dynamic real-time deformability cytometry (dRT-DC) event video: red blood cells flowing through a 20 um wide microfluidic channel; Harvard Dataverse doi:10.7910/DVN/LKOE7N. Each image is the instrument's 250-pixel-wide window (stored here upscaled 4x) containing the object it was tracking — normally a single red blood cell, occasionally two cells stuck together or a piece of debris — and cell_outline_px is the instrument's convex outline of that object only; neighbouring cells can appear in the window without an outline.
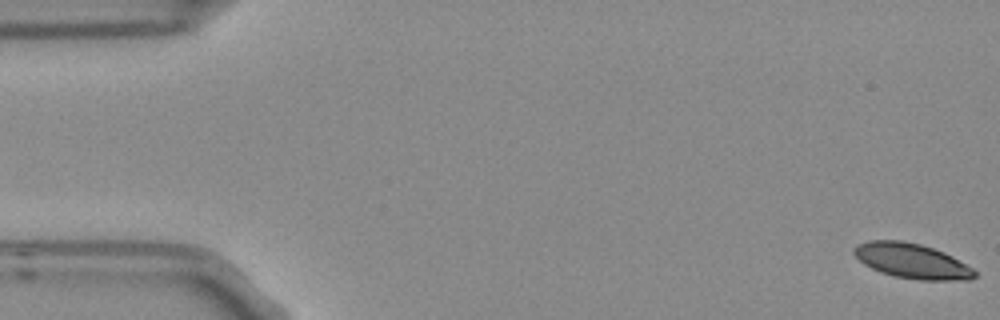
{"species": "Egyptian fruit bat (a non-hibernating species)", "species_latin": "Rousettus aegyptiacus", "temperature_condition": "room temperature", "stored_images_in_passage": 4, "segment_of_instrument_passage": [2, 2], "camera_frame_rate_fps": 3000, "um_per_image_px": 0.085, "frame": {"image": 1, "passage_image": 4, "time_ms": 1.0, "image_size_px": [1000, 320], "cell_outline_px": [[976, 276], [972, 280], [920, 280], [892, 276], [880, 272], [864, 264], [852, 252], [852, 248], [856, 244], [868, 240], [904, 240], [920, 244], [944, 252], [952, 256], [972, 268], [976, 272]], "centroid_in_image_um": [77.49, 22.17], "position_along_channel_um": 7.5, "area_um2": 24.74}}